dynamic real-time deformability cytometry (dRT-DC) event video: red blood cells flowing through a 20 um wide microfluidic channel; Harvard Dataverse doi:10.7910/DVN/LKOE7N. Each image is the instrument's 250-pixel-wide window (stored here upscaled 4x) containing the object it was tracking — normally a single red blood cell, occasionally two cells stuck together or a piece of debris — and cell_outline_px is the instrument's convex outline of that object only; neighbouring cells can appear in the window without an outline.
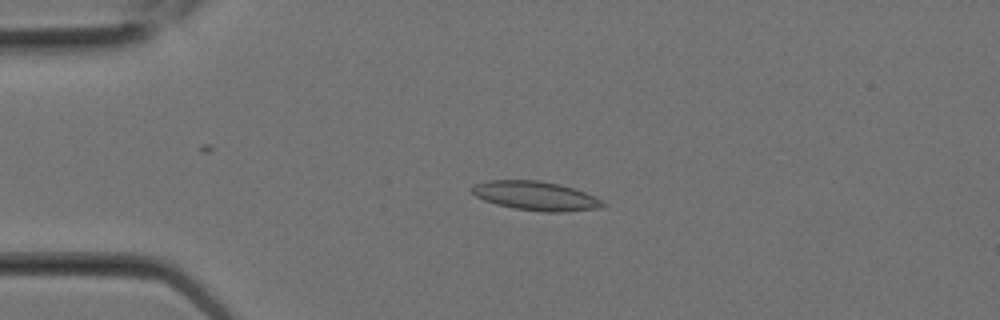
{"species": "Egyptian fruit bat (a non-hibernating species)", "species_latin": "Rousettus aegyptiacus", "temperature_condition": "room temperature", "stored_images_in_passage": 2, "camera_frame_rate_fps": 3000, "um_per_image_px": 0.085, "animal": {"sex": "female"}, "frame": {"image": 1, "passage_image": 2, "time_ms": 0.333, "image_size_px": [1000, 320], "cell_outline_px": [[608, 204], [600, 208], [564, 212], [544, 212], [512, 208], [496, 204], [484, 200], [476, 196], [468, 188], [472, 184], [488, 180], [540, 180], [560, 184], [584, 192]], "centroid_in_image_um": [45.48, 16.64], "position_along_channel_um": 39.5, "area_um2": 22.31}}